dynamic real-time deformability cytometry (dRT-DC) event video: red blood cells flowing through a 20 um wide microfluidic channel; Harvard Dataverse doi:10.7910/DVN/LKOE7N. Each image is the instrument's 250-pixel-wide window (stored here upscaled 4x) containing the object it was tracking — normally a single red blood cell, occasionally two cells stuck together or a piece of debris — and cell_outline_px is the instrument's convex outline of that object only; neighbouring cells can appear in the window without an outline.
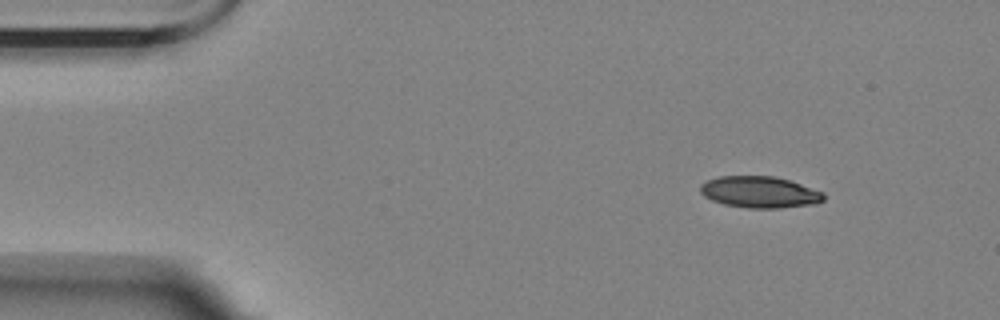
{"species": "Egyptian fruit bat (a non-hibernating species)", "species_latin": "Rousettus aegyptiacus", "temperature_condition": "room temperature", "stored_images_in_passage": 4, "camera_frame_rate_fps": 3000, "um_per_image_px": 0.085, "animal": {"sex": "female"}, "frame": {"image": 1, "passage_image": 1, "time_ms": 0.0, "image_size_px": [1000, 320], "cell_outline_px": [[824, 200], [816, 204], [780, 208], [748, 208], [724, 204], [712, 200], [704, 196], [700, 192], [700, 184], [708, 180], [720, 176], [772, 176], [788, 180], [824, 192]], "centroid_in_image_um": [64.57, 16.33], "position_along_channel_um": 20.4, "area_um2": 22.6}}